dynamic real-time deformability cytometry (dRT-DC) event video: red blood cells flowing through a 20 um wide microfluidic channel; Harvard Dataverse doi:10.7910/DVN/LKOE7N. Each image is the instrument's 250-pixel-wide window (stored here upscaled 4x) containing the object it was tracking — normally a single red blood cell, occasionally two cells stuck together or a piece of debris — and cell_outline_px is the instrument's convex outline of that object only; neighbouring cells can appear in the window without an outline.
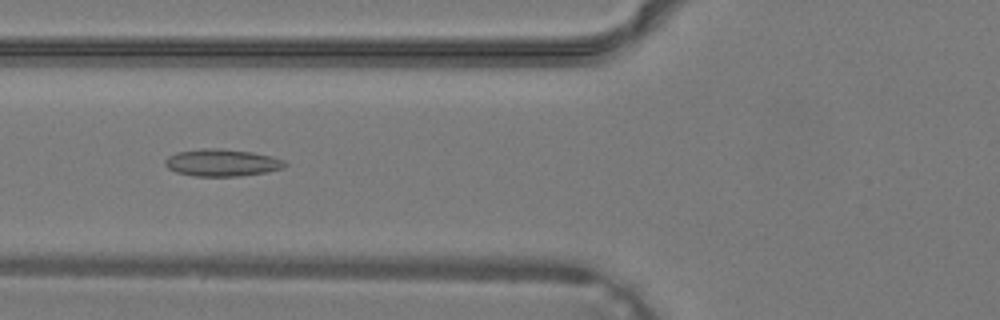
{"species": "common noctule bat (a hibernating species)", "species_latin": "Nyctalus noctula", "temperature_condition": "warm", "stored_images_in_passage": 40, "camera_frame_rate_fps": 3000, "um_per_image_px": 0.085, "animal": {"sex": "male", "body_mass_g": 19.2, "forearm_length_mm": 51.8}, "frame": {"image": 1, "passage_image": 16, "time_ms": 5.0, "image_size_px": [1000, 320], "cell_outline_px": [[288, 164], [284, 168], [268, 172], [240, 176], [196, 176], [176, 172], [168, 168], [164, 164], [164, 160], [168, 156], [176, 152], [204, 148], [220, 148], [252, 152], [272, 156], [284, 160]], "centroid_in_image_um": [18.88, 13.82], "position_along_channel_um": 106.9, "area_um2": 19.13}}
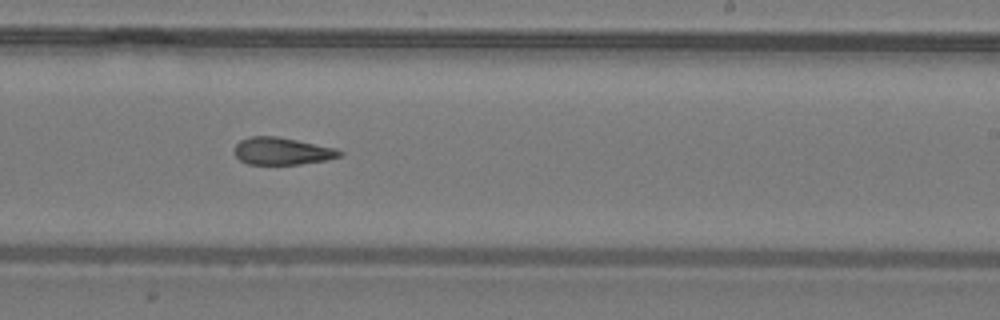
{"frame": {"image": 2, "passage_image": 25, "time_ms": 8.0, "image_size_px": [1000, 320], "cell_outline_px": [[344, 152], [340, 156], [328, 160], [300, 164], [248, 164], [240, 160], [236, 156], [236, 144], [240, 140], [248, 136], [276, 136], [336, 148]], "centroid_in_image_um": [23.99, 12.84], "position_along_channel_um": 265.0, "area_um2": 16.65}}
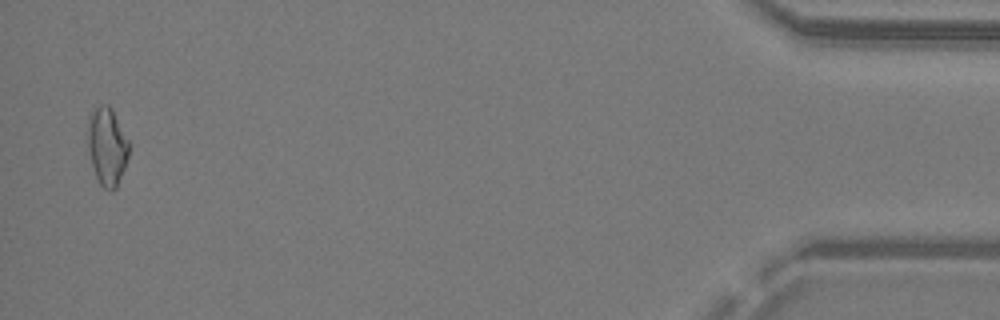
{"frame": {"image": 3, "passage_image": 39, "time_ms": 12.667, "image_size_px": [1000, 320], "cell_outline_px": [[132, 144], [124, 168], [116, 188], [112, 192], [104, 188], [100, 184], [96, 176], [88, 152], [88, 116], [100, 104], [108, 104], [112, 108]], "centroid_in_image_um": [9.13, 12.42], "position_along_channel_um": 426.1, "area_um2": 19.02}}